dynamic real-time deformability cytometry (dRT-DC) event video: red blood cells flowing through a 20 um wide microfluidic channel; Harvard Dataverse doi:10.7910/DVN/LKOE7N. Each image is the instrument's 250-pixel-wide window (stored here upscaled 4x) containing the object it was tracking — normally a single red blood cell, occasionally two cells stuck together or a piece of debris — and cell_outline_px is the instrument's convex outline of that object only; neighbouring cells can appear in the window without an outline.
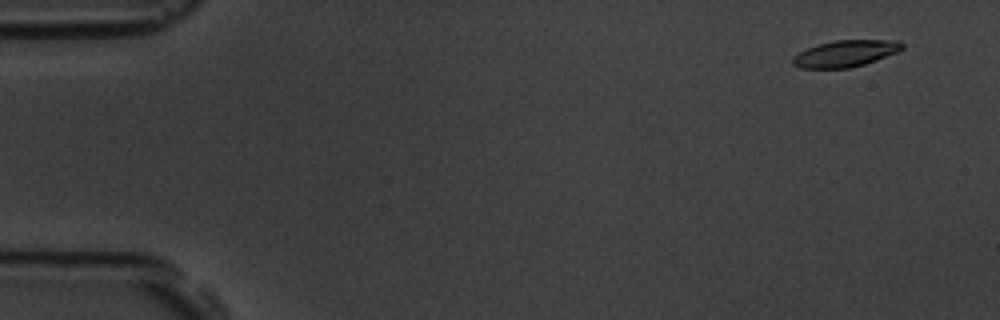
{"species": "common noctule bat (a hibernating species)", "species_latin": "Nyctalus noctula", "temperature_condition": "room temperature", "stored_images_in_passage": 5, "camera_frame_rate_fps": 3000, "um_per_image_px": 0.085, "animal": {"sex": "male", "body_mass_g": 19.5, "forearm_length_mm": 54.6}, "frame": {"image": 1, "passage_image": 1, "time_ms": 0.0, "image_size_px": [1000, 320], "cell_outline_px": [[904, 48], [896, 52], [876, 60], [864, 64], [848, 68], [800, 68], [792, 64], [792, 56], [808, 48], [820, 44], [836, 40], [900, 40], [904, 44]], "centroid_in_image_um": [71.87, 4.55], "position_along_channel_um": 13.1, "area_um2": 16.82}}
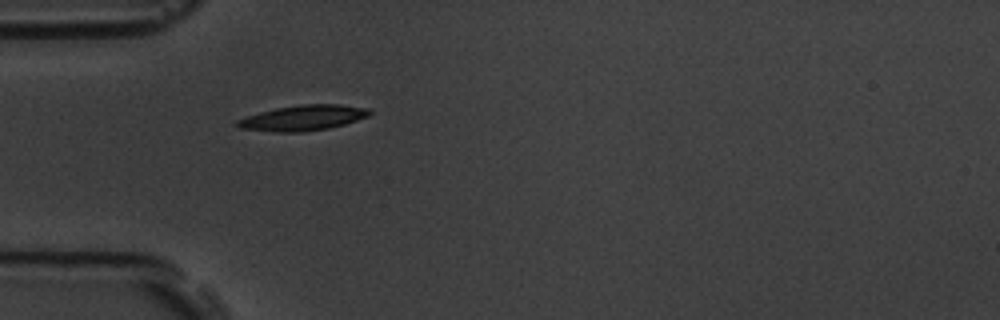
{"frame": {"image": 2, "passage_image": 5, "time_ms": 4.667, "image_size_px": [1000, 320], "cell_outline_px": [[372, 112], [368, 116], [344, 124], [328, 128], [300, 132], [276, 132], [240, 128], [232, 124], [236, 120], [260, 112], [276, 108], [304, 104], [340, 104], [368, 108]], "centroid_in_image_um": [25.73, 10.02], "position_along_channel_um": 59.3, "area_um2": 19.48}}